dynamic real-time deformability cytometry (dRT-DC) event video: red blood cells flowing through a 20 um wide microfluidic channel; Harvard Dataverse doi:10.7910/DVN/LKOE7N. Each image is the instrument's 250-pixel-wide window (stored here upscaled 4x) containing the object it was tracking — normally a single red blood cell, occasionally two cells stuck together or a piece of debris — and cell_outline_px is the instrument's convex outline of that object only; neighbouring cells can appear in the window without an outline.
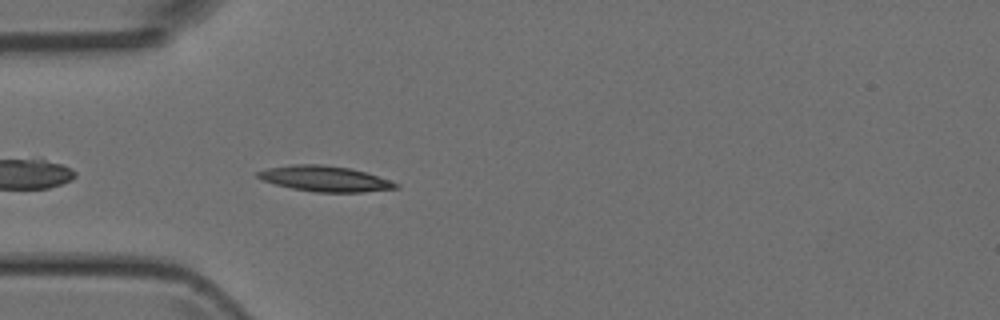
{"species": "Egyptian fruit bat (a non-hibernating species)", "species_latin": "Rousettus aegyptiacus", "temperature_condition": "room temperature", "stored_images_in_passage": 36, "camera_frame_rate_fps": 3000, "um_per_image_px": 0.085, "animal": {"sex": "female"}, "frame": {"image": 1, "passage_image": 3, "time_ms": 0.667, "image_size_px": [1000, 320], "cell_outline_px": [[400, 188], [364, 192], [316, 192], [292, 188], [276, 184], [264, 180], [256, 176], [256, 172], [268, 168], [292, 164], [320, 164], [352, 168], [400, 184]], "centroid_in_image_um": [27.63, 15.19], "position_along_channel_um": 57.4, "area_um2": 20.4}}
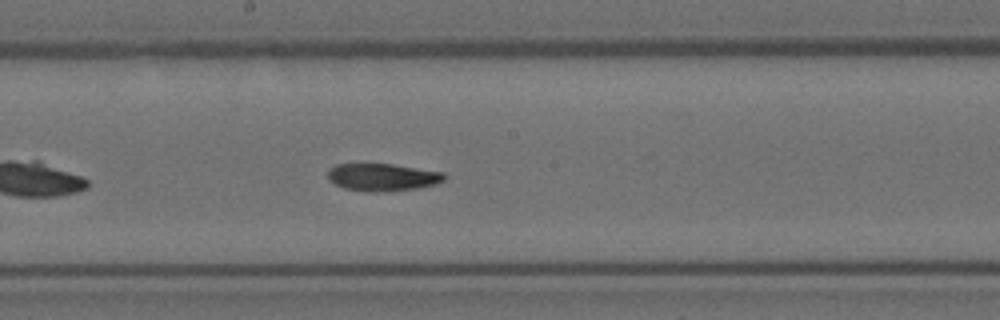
{"frame": {"image": 2, "passage_image": 15, "time_ms": 4.667, "image_size_px": [1000, 320], "cell_outline_px": [[448, 176], [444, 180], [436, 184], [416, 188], [372, 192], [368, 192], [344, 188], [328, 180], [328, 168], [336, 164], [392, 164], [444, 172]], "centroid_in_image_um": [32.51, 15.05], "position_along_channel_um": 215.7, "area_um2": 18.61}}
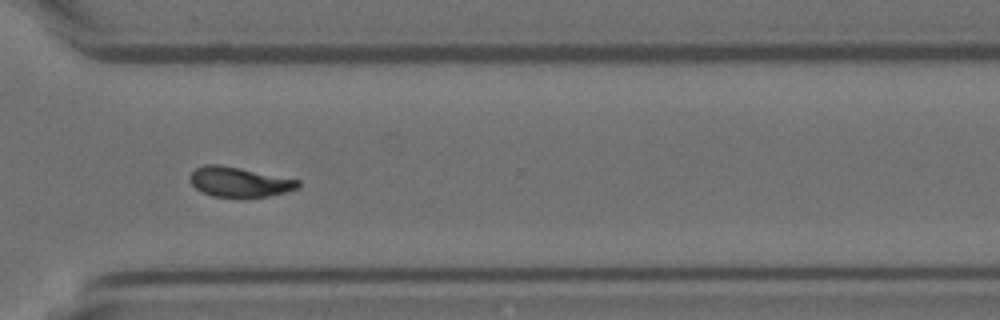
{"frame": {"image": 3, "passage_image": 25, "time_ms": 8.0, "image_size_px": [1000, 320], "cell_outline_px": [[300, 184], [296, 188], [284, 192], [268, 196], [212, 196], [200, 192], [192, 184], [188, 176], [196, 168], [204, 164], [220, 164], [300, 180]], "centroid_in_image_um": [20.28, 15.44], "position_along_channel_um": 350.3, "area_um2": 18.55}}